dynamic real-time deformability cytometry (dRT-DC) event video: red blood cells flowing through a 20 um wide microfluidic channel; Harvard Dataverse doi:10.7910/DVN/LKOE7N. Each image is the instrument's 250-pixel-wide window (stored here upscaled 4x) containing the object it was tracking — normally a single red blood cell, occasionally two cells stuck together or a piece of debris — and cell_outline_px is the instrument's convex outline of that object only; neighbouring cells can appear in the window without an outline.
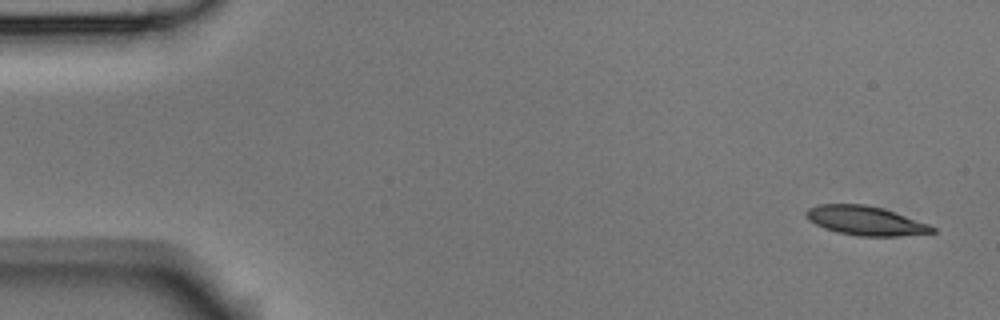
{"species": "Egyptian fruit bat (a non-hibernating species)", "species_latin": "Rousettus aegyptiacus", "temperature_condition": "room temperature", "stored_images_in_passage": 6, "camera_frame_rate_fps": 3000, "um_per_image_px": 0.085, "animal": {"sex": "male"}, "frame": {"image": 1, "passage_image": 1, "time_ms": 0.0, "image_size_px": [1000, 320], "cell_outline_px": [[936, 232], [896, 236], [856, 236], [836, 232], [824, 228], [808, 220], [804, 212], [808, 208], [816, 204], [864, 204], [884, 208], [928, 224], [936, 228]], "centroid_in_image_um": [73.53, 18.75], "position_along_channel_um": 11.5, "area_um2": 21.5}}
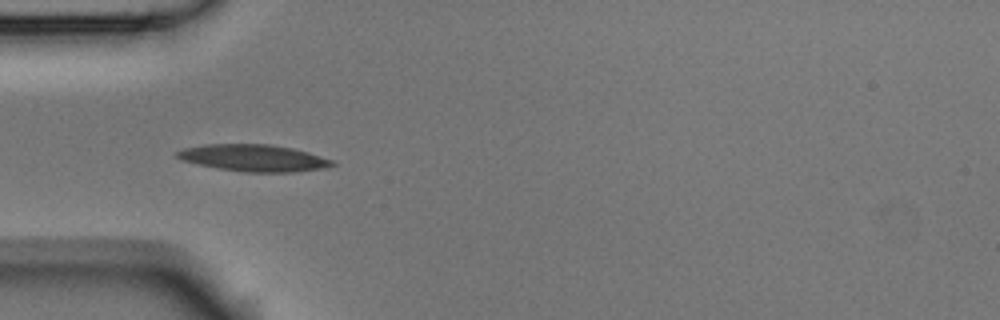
{"frame": {"image": 2, "passage_image": 5, "time_ms": 1.333, "image_size_px": [1000, 320], "cell_outline_px": [[336, 164], [328, 168], [292, 172], [244, 172], [220, 168], [180, 160], [176, 156], [176, 152], [184, 148], [204, 144], [268, 144], [292, 148], [308, 152], [336, 160]], "centroid_in_image_um": [21.62, 13.42], "position_along_channel_um": 63.4, "area_um2": 24.33}}
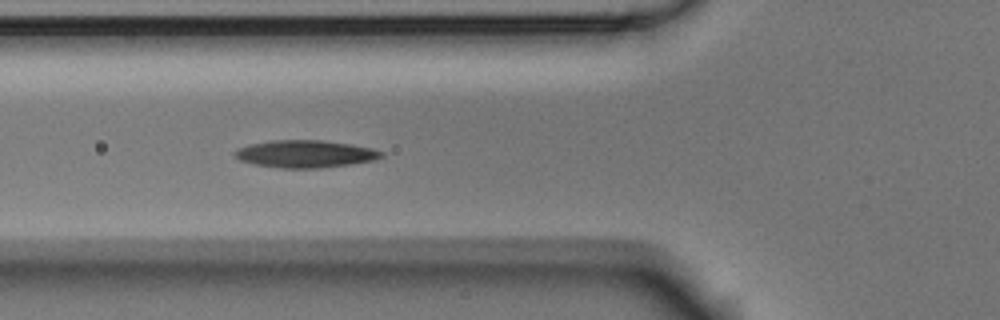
{"frame": {"image": 3, "passage_image": 6, "time_ms": 1.667, "image_size_px": [1000, 320], "cell_outline_px": [[384, 156], [376, 160], [320, 168], [280, 168], [252, 164], [240, 160], [232, 156], [232, 152], [240, 148], [252, 144], [272, 140], [320, 140], [348, 144], [372, 148], [384, 152]], "centroid_in_image_um": [25.93, 13.09], "position_along_channel_um": 99.9, "area_um2": 23.35}}